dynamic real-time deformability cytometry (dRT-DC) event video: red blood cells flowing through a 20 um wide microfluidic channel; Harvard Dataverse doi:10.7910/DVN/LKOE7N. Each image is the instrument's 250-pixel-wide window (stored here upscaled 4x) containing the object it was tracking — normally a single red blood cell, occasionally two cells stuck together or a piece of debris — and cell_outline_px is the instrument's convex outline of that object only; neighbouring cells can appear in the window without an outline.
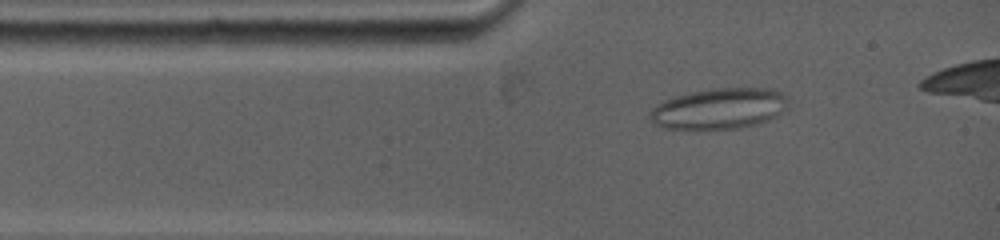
{"species": "common noctule bat (a hibernating species)", "species_latin": "Nyctalus noctula", "temperature_condition": "warm", "stored_images_in_passage": 15, "camera_frame_rate_fps": 5000, "um_per_image_px": 0.085, "animal": {"sex": "female", "body_mass_g": 19.0, "forearm_length_mm": 53.3}, "frame": {"image": 1, "passage_image": 3, "time_ms": 1.2, "image_size_px": [1000, 240], "cell_outline_px": [[788, 104], [776, 116], [768, 120], [756, 124], [740, 128], [660, 128], [652, 124], [648, 116], [648, 112], [656, 104], [664, 100], [688, 92], [712, 88], [772, 88], [788, 96]], "centroid_in_image_um": [61.09, 9.22], "position_along_channel_um": 23.9, "area_um2": 33.06}}
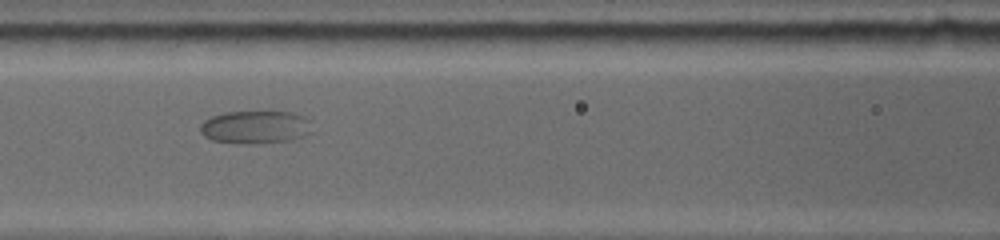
{"frame": {"image": 2, "passage_image": 10, "time_ms": 4.8, "image_size_px": [1000, 240], "cell_outline_px": [[312, 132], [304, 136], [288, 140], [252, 144], [248, 144], [212, 140], [204, 136], [200, 132], [200, 124], [204, 120], [212, 116], [224, 112], [296, 112], [312, 120]], "centroid_in_image_um": [21.74, 10.79], "position_along_channel_um": 144.9, "area_um2": 21.68}}
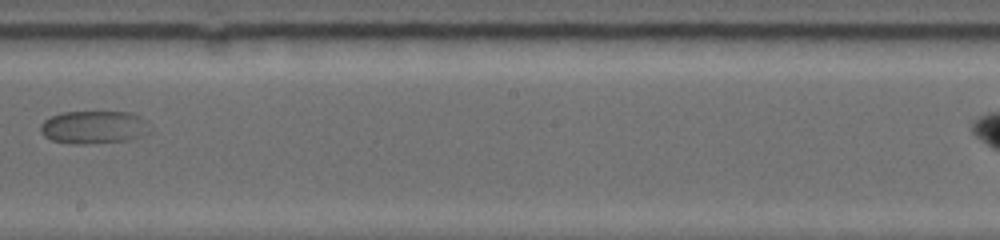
{"frame": {"image": 3, "passage_image": 14, "time_ms": 7.4, "image_size_px": [1000, 240], "cell_outline_px": [[152, 132], [128, 140], [76, 144], [72, 144], [52, 140], [44, 136], [40, 132], [40, 124], [44, 120], [60, 112], [132, 112], [148, 120], [152, 128]], "centroid_in_image_um": [8.02, 10.8], "position_along_channel_um": 240.2, "area_um2": 21.27}}